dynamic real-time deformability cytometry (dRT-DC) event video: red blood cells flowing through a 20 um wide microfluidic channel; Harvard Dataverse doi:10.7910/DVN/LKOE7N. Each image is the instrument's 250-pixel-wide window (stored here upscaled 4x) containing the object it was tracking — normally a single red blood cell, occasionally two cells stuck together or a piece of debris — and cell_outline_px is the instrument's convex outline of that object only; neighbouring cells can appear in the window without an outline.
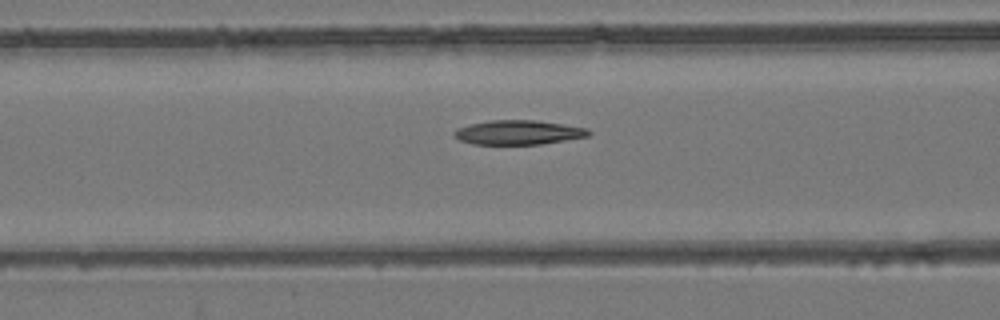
{"species": "common noctule bat (a hibernating species)", "species_latin": "Nyctalus noctula", "temperature_condition": "room temperature", "stored_images_in_passage": 54, "camera_frame_rate_fps": 3000, "um_per_image_px": 0.085, "animal": {"sex": "female", "body_mass_g": 24.6, "forearm_length_mm": 56.2}, "frame": {"image": 1, "passage_image": 22, "time_ms": 7.0, "image_size_px": [1000, 320], "cell_outline_px": [[592, 132], [588, 136], [540, 144], [472, 144], [460, 140], [452, 136], [452, 132], [456, 128], [468, 124], [488, 120], [536, 120], [588, 128]], "centroid_in_image_um": [44.0, 11.25], "position_along_channel_um": 122.6, "area_um2": 19.19}}
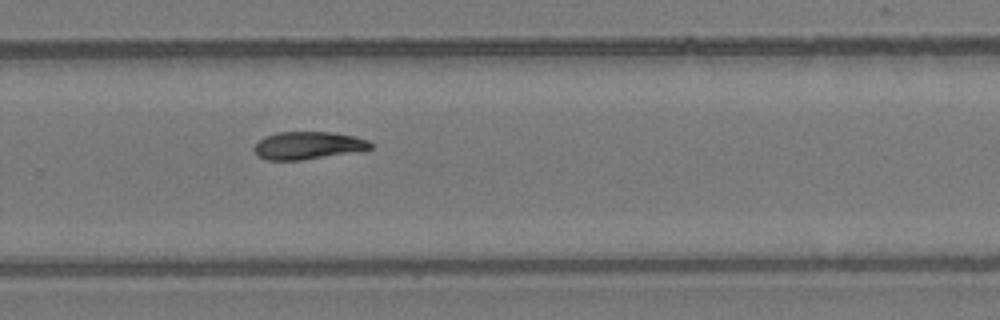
{"frame": {"image": 2, "passage_image": 36, "time_ms": 11.667, "image_size_px": [1000, 320], "cell_outline_px": [[372, 148], [300, 160], [264, 160], [256, 152], [256, 144], [264, 136], [276, 132], [332, 132], [356, 136], [368, 140], [372, 144]], "centroid_in_image_um": [26.16, 12.34], "position_along_channel_um": 303.6, "area_um2": 18.32}}
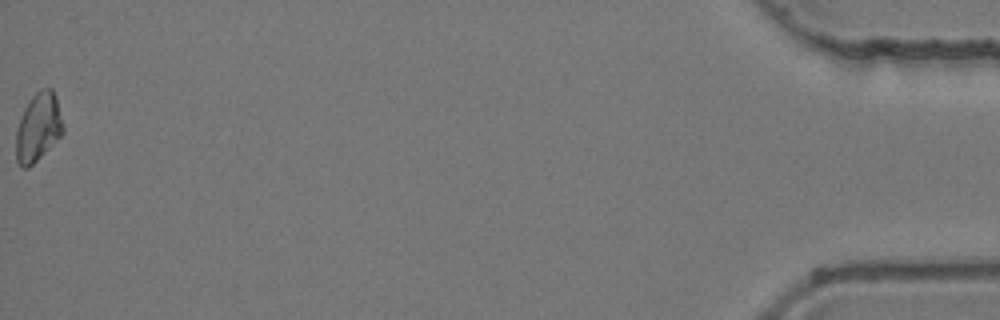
{"frame": {"image": 3, "passage_image": 54, "time_ms": 17.667, "image_size_px": [1000, 320], "cell_outline_px": [[64, 132], [28, 168], [20, 168], [16, 160], [16, 132], [24, 108], [32, 96], [40, 88], [52, 88], [56, 96], [64, 124]], "centroid_in_image_um": [3.25, 10.8], "position_along_channel_um": 431.9, "area_um2": 18.67}}